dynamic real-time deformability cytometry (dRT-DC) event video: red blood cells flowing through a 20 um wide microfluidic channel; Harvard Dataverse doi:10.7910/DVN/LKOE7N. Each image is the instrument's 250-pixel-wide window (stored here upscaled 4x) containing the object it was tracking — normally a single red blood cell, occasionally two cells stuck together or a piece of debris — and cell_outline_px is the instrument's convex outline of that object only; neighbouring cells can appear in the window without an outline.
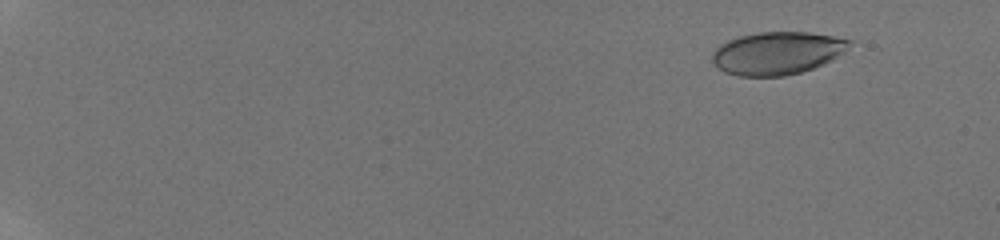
{"species": "human", "species_latin": "Homo sapiens", "temperature_condition": "room temperature", "stored_images_in_passage": 15, "camera_frame_rate_fps": 3000, "um_per_image_px": 0.085, "donor": {"sex": "male"}, "frame": {"image": 1, "passage_image": 14, "time_ms": 2.0, "image_size_px": [1000, 240], "cell_outline_px": [[852, 44], [844, 52], [832, 60], [824, 64], [800, 72], [784, 76], [736, 76], [724, 72], [712, 60], [712, 52], [720, 44], [728, 40], [740, 36], [756, 32], [808, 32], [832, 36], [852, 40]], "centroid_in_image_um": [66.07, 4.51], "position_along_channel_um": 18.9, "area_um2": 34.22}}